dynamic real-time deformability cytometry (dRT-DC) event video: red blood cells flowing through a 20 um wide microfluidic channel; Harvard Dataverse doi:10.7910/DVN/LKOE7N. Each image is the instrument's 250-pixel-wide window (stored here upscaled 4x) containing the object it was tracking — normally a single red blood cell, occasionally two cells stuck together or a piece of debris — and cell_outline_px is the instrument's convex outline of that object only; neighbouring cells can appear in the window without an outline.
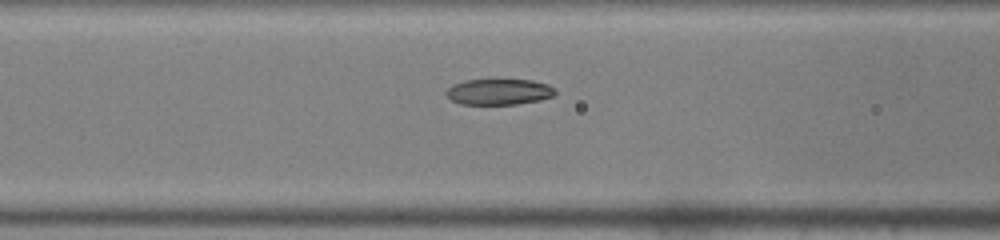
{"species": "common noctule bat (a hibernating species)", "species_latin": "Nyctalus noctula", "temperature_condition": "warm", "stored_images_in_passage": 35, "camera_frame_rate_fps": 3000, "um_per_image_px": 0.085, "animal": {"sex": "male", "body_mass_g": 19.0, "forearm_length_mm": 50.8}, "frame": {"image": 1, "passage_image": 14, "time_ms": 4.333, "image_size_px": [1000, 240], "cell_outline_px": [[556, 92], [552, 96], [540, 100], [516, 104], [460, 104], [452, 100], [444, 92], [452, 84], [464, 80], [496, 76], [532, 80], [548, 84], [556, 88]], "centroid_in_image_um": [42.4, 7.74], "position_along_channel_um": 124.2, "area_um2": 17.46}}
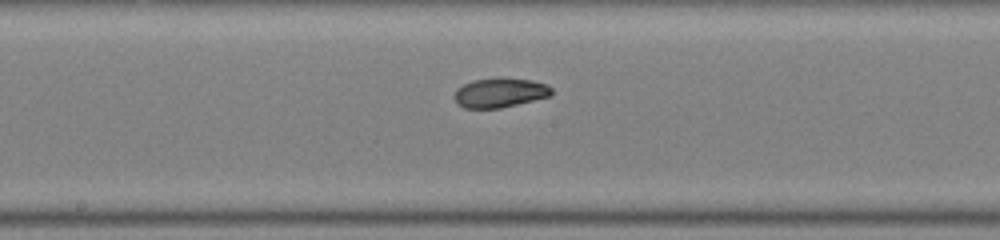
{"frame": {"image": 2, "passage_image": 20, "time_ms": 6.333, "image_size_px": [1000, 240], "cell_outline_px": [[552, 96], [500, 108], [464, 108], [456, 104], [452, 96], [456, 88], [472, 80], [500, 76], [532, 80], [544, 84], [552, 88]], "centroid_in_image_um": [42.45, 7.86], "position_along_channel_um": 205.8, "area_um2": 17.17}}
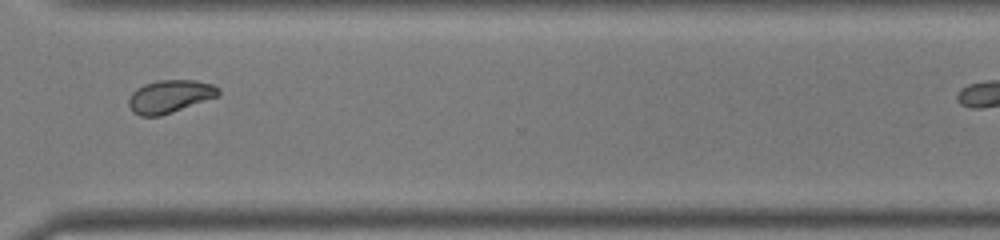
{"frame": {"image": 3, "passage_image": 31, "time_ms": 10.0, "image_size_px": [1000, 240], "cell_outline_px": [[220, 96], [160, 116], [140, 116], [132, 112], [128, 104], [128, 100], [132, 92], [136, 88], [144, 84], [156, 80], [196, 80], [212, 84], [220, 88]], "centroid_in_image_um": [14.44, 8.19], "position_along_channel_um": 356.2, "area_um2": 17.4}}